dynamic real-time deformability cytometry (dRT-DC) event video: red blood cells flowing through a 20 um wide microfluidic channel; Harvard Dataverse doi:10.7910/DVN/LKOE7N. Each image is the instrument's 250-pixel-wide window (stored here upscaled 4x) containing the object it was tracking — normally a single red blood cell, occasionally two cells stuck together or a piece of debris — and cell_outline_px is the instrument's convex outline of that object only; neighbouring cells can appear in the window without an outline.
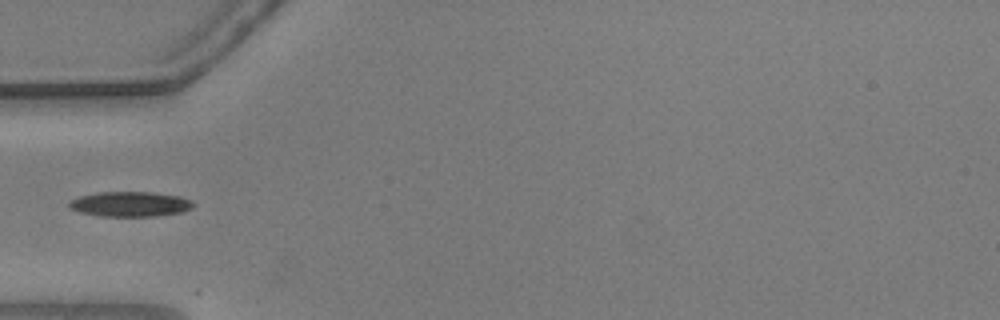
{"species": "common noctule bat (a hibernating species)", "species_latin": "Nyctalus noctula", "temperature_condition": "warm", "stored_images_in_passage": 35, "camera_frame_rate_fps": 3000, "um_per_image_px": 0.085, "animal": {"sex": "male", "body_mass_g": 20.5, "forearm_length_mm": 52.5}, "frame": {"image": 1, "passage_image": 1, "time_ms": 0.0, "image_size_px": [1000, 320], "cell_outline_px": [[192, 208], [184, 212], [156, 216], [100, 216], [80, 212], [72, 208], [68, 204], [68, 200], [80, 196], [100, 192], [152, 192], [180, 196], [192, 200]], "centroid_in_image_um": [11.08, 17.35], "position_along_channel_um": 73.9, "area_um2": 18.09}}